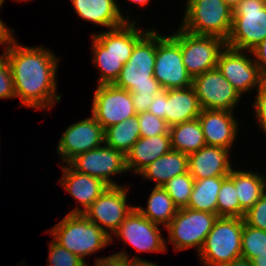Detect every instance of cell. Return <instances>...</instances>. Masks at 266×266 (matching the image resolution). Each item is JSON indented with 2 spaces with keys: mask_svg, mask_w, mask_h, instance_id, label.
Instances as JSON below:
<instances>
[{
  "mask_svg": "<svg viewBox=\"0 0 266 266\" xmlns=\"http://www.w3.org/2000/svg\"><path fill=\"white\" fill-rule=\"evenodd\" d=\"M192 87L202 109L234 112L241 98L217 68L193 77Z\"/></svg>",
  "mask_w": 266,
  "mask_h": 266,
  "instance_id": "obj_15",
  "label": "cell"
},
{
  "mask_svg": "<svg viewBox=\"0 0 266 266\" xmlns=\"http://www.w3.org/2000/svg\"><path fill=\"white\" fill-rule=\"evenodd\" d=\"M229 153L225 148L204 146L188 155V171L194 180L228 176L232 169Z\"/></svg>",
  "mask_w": 266,
  "mask_h": 266,
  "instance_id": "obj_20",
  "label": "cell"
},
{
  "mask_svg": "<svg viewBox=\"0 0 266 266\" xmlns=\"http://www.w3.org/2000/svg\"><path fill=\"white\" fill-rule=\"evenodd\" d=\"M232 111L202 109L198 119L206 146L231 150L238 131V120Z\"/></svg>",
  "mask_w": 266,
  "mask_h": 266,
  "instance_id": "obj_18",
  "label": "cell"
},
{
  "mask_svg": "<svg viewBox=\"0 0 266 266\" xmlns=\"http://www.w3.org/2000/svg\"><path fill=\"white\" fill-rule=\"evenodd\" d=\"M126 251L112 254L108 257L97 258L94 266H130L131 258Z\"/></svg>",
  "mask_w": 266,
  "mask_h": 266,
  "instance_id": "obj_38",
  "label": "cell"
},
{
  "mask_svg": "<svg viewBox=\"0 0 266 266\" xmlns=\"http://www.w3.org/2000/svg\"><path fill=\"white\" fill-rule=\"evenodd\" d=\"M244 223L261 230H266V191L260 199L248 209L243 217Z\"/></svg>",
  "mask_w": 266,
  "mask_h": 266,
  "instance_id": "obj_35",
  "label": "cell"
},
{
  "mask_svg": "<svg viewBox=\"0 0 266 266\" xmlns=\"http://www.w3.org/2000/svg\"><path fill=\"white\" fill-rule=\"evenodd\" d=\"M147 207L135 208L151 222L166 227L175 217L178 208L163 187H154L147 200Z\"/></svg>",
  "mask_w": 266,
  "mask_h": 266,
  "instance_id": "obj_27",
  "label": "cell"
},
{
  "mask_svg": "<svg viewBox=\"0 0 266 266\" xmlns=\"http://www.w3.org/2000/svg\"><path fill=\"white\" fill-rule=\"evenodd\" d=\"M253 266H266V251L251 260Z\"/></svg>",
  "mask_w": 266,
  "mask_h": 266,
  "instance_id": "obj_44",
  "label": "cell"
},
{
  "mask_svg": "<svg viewBox=\"0 0 266 266\" xmlns=\"http://www.w3.org/2000/svg\"><path fill=\"white\" fill-rule=\"evenodd\" d=\"M186 172H188V155L171 149L146 166L139 174L144 180H154L155 187H163L173 177Z\"/></svg>",
  "mask_w": 266,
  "mask_h": 266,
  "instance_id": "obj_24",
  "label": "cell"
},
{
  "mask_svg": "<svg viewBox=\"0 0 266 266\" xmlns=\"http://www.w3.org/2000/svg\"><path fill=\"white\" fill-rule=\"evenodd\" d=\"M140 138V127L137 116L126 119L104 130L105 144L126 155Z\"/></svg>",
  "mask_w": 266,
  "mask_h": 266,
  "instance_id": "obj_29",
  "label": "cell"
},
{
  "mask_svg": "<svg viewBox=\"0 0 266 266\" xmlns=\"http://www.w3.org/2000/svg\"><path fill=\"white\" fill-rule=\"evenodd\" d=\"M128 188L121 184L109 186L83 213L92 223H95L110 236V242H113L112 234L135 208L126 204ZM106 227L112 231V234Z\"/></svg>",
  "mask_w": 266,
  "mask_h": 266,
  "instance_id": "obj_11",
  "label": "cell"
},
{
  "mask_svg": "<svg viewBox=\"0 0 266 266\" xmlns=\"http://www.w3.org/2000/svg\"><path fill=\"white\" fill-rule=\"evenodd\" d=\"M248 52L249 54L246 55ZM249 55H252L251 51L236 50L225 46L219 54L216 65V68L241 97L245 92L259 87L265 79L259 66L254 62L255 59L250 58Z\"/></svg>",
  "mask_w": 266,
  "mask_h": 266,
  "instance_id": "obj_12",
  "label": "cell"
},
{
  "mask_svg": "<svg viewBox=\"0 0 266 266\" xmlns=\"http://www.w3.org/2000/svg\"><path fill=\"white\" fill-rule=\"evenodd\" d=\"M53 53V54H52ZM9 62L16 97L20 105L35 109H51L59 102L56 95V72L60 58L44 47H25L16 40L4 50Z\"/></svg>",
  "mask_w": 266,
  "mask_h": 266,
  "instance_id": "obj_1",
  "label": "cell"
},
{
  "mask_svg": "<svg viewBox=\"0 0 266 266\" xmlns=\"http://www.w3.org/2000/svg\"><path fill=\"white\" fill-rule=\"evenodd\" d=\"M52 230L53 240L85 261V256L96 253L110 244V236L92 223L84 214H66Z\"/></svg>",
  "mask_w": 266,
  "mask_h": 266,
  "instance_id": "obj_4",
  "label": "cell"
},
{
  "mask_svg": "<svg viewBox=\"0 0 266 266\" xmlns=\"http://www.w3.org/2000/svg\"><path fill=\"white\" fill-rule=\"evenodd\" d=\"M234 184L240 203V218H243L245 212L265 193L266 179L258 172L234 170Z\"/></svg>",
  "mask_w": 266,
  "mask_h": 266,
  "instance_id": "obj_25",
  "label": "cell"
},
{
  "mask_svg": "<svg viewBox=\"0 0 266 266\" xmlns=\"http://www.w3.org/2000/svg\"><path fill=\"white\" fill-rule=\"evenodd\" d=\"M3 2H4V0H0V8H1Z\"/></svg>",
  "mask_w": 266,
  "mask_h": 266,
  "instance_id": "obj_47",
  "label": "cell"
},
{
  "mask_svg": "<svg viewBox=\"0 0 266 266\" xmlns=\"http://www.w3.org/2000/svg\"><path fill=\"white\" fill-rule=\"evenodd\" d=\"M201 110L192 86L167 90L165 121L169 127L198 118Z\"/></svg>",
  "mask_w": 266,
  "mask_h": 266,
  "instance_id": "obj_23",
  "label": "cell"
},
{
  "mask_svg": "<svg viewBox=\"0 0 266 266\" xmlns=\"http://www.w3.org/2000/svg\"><path fill=\"white\" fill-rule=\"evenodd\" d=\"M130 266H159V265L143 260L142 258H138L137 256H134L131 259Z\"/></svg>",
  "mask_w": 266,
  "mask_h": 266,
  "instance_id": "obj_43",
  "label": "cell"
},
{
  "mask_svg": "<svg viewBox=\"0 0 266 266\" xmlns=\"http://www.w3.org/2000/svg\"><path fill=\"white\" fill-rule=\"evenodd\" d=\"M217 215L219 217L240 218V203L234 184V169L222 181L221 188L217 196Z\"/></svg>",
  "mask_w": 266,
  "mask_h": 266,
  "instance_id": "obj_30",
  "label": "cell"
},
{
  "mask_svg": "<svg viewBox=\"0 0 266 266\" xmlns=\"http://www.w3.org/2000/svg\"><path fill=\"white\" fill-rule=\"evenodd\" d=\"M243 218L218 217L198 253L204 266H222L241 256Z\"/></svg>",
  "mask_w": 266,
  "mask_h": 266,
  "instance_id": "obj_6",
  "label": "cell"
},
{
  "mask_svg": "<svg viewBox=\"0 0 266 266\" xmlns=\"http://www.w3.org/2000/svg\"><path fill=\"white\" fill-rule=\"evenodd\" d=\"M159 227L134 208L114 234L138 252H164L167 246Z\"/></svg>",
  "mask_w": 266,
  "mask_h": 266,
  "instance_id": "obj_17",
  "label": "cell"
},
{
  "mask_svg": "<svg viewBox=\"0 0 266 266\" xmlns=\"http://www.w3.org/2000/svg\"><path fill=\"white\" fill-rule=\"evenodd\" d=\"M14 30H10L0 19V45H6L5 50L15 41ZM13 34V35H12Z\"/></svg>",
  "mask_w": 266,
  "mask_h": 266,
  "instance_id": "obj_41",
  "label": "cell"
},
{
  "mask_svg": "<svg viewBox=\"0 0 266 266\" xmlns=\"http://www.w3.org/2000/svg\"><path fill=\"white\" fill-rule=\"evenodd\" d=\"M218 217L217 214L206 211L178 209L175 217L165 227L169 232L168 241L174 244L175 250L193 247L199 253Z\"/></svg>",
  "mask_w": 266,
  "mask_h": 266,
  "instance_id": "obj_9",
  "label": "cell"
},
{
  "mask_svg": "<svg viewBox=\"0 0 266 266\" xmlns=\"http://www.w3.org/2000/svg\"><path fill=\"white\" fill-rule=\"evenodd\" d=\"M226 41L215 36L195 35L180 27L182 60L191 77L216 68Z\"/></svg>",
  "mask_w": 266,
  "mask_h": 266,
  "instance_id": "obj_10",
  "label": "cell"
},
{
  "mask_svg": "<svg viewBox=\"0 0 266 266\" xmlns=\"http://www.w3.org/2000/svg\"><path fill=\"white\" fill-rule=\"evenodd\" d=\"M222 266H253L249 259L240 257Z\"/></svg>",
  "mask_w": 266,
  "mask_h": 266,
  "instance_id": "obj_42",
  "label": "cell"
},
{
  "mask_svg": "<svg viewBox=\"0 0 266 266\" xmlns=\"http://www.w3.org/2000/svg\"><path fill=\"white\" fill-rule=\"evenodd\" d=\"M73 8L81 19L107 27L109 30L121 27L130 20L120 12L115 0H71Z\"/></svg>",
  "mask_w": 266,
  "mask_h": 266,
  "instance_id": "obj_21",
  "label": "cell"
},
{
  "mask_svg": "<svg viewBox=\"0 0 266 266\" xmlns=\"http://www.w3.org/2000/svg\"><path fill=\"white\" fill-rule=\"evenodd\" d=\"M167 99V90H162L154 95L152 103L149 106L148 112L165 120V100Z\"/></svg>",
  "mask_w": 266,
  "mask_h": 266,
  "instance_id": "obj_39",
  "label": "cell"
},
{
  "mask_svg": "<svg viewBox=\"0 0 266 266\" xmlns=\"http://www.w3.org/2000/svg\"><path fill=\"white\" fill-rule=\"evenodd\" d=\"M105 144L104 129L91 117L71 124L61 135L57 145L60 159L68 164L74 157Z\"/></svg>",
  "mask_w": 266,
  "mask_h": 266,
  "instance_id": "obj_16",
  "label": "cell"
},
{
  "mask_svg": "<svg viewBox=\"0 0 266 266\" xmlns=\"http://www.w3.org/2000/svg\"><path fill=\"white\" fill-rule=\"evenodd\" d=\"M227 176L194 180L193 191L187 208L217 214V196L222 181Z\"/></svg>",
  "mask_w": 266,
  "mask_h": 266,
  "instance_id": "obj_28",
  "label": "cell"
},
{
  "mask_svg": "<svg viewBox=\"0 0 266 266\" xmlns=\"http://www.w3.org/2000/svg\"><path fill=\"white\" fill-rule=\"evenodd\" d=\"M68 164L77 172L98 178L108 186H119L111 176L128 172L125 154L106 144L77 155Z\"/></svg>",
  "mask_w": 266,
  "mask_h": 266,
  "instance_id": "obj_14",
  "label": "cell"
},
{
  "mask_svg": "<svg viewBox=\"0 0 266 266\" xmlns=\"http://www.w3.org/2000/svg\"><path fill=\"white\" fill-rule=\"evenodd\" d=\"M156 31V59L154 78L163 90L192 86L193 78L187 72L182 60L180 47V27L169 35H159Z\"/></svg>",
  "mask_w": 266,
  "mask_h": 266,
  "instance_id": "obj_8",
  "label": "cell"
},
{
  "mask_svg": "<svg viewBox=\"0 0 266 266\" xmlns=\"http://www.w3.org/2000/svg\"><path fill=\"white\" fill-rule=\"evenodd\" d=\"M92 116L103 129L137 116L131 93L114 84H98L92 103Z\"/></svg>",
  "mask_w": 266,
  "mask_h": 266,
  "instance_id": "obj_13",
  "label": "cell"
},
{
  "mask_svg": "<svg viewBox=\"0 0 266 266\" xmlns=\"http://www.w3.org/2000/svg\"><path fill=\"white\" fill-rule=\"evenodd\" d=\"M171 148L184 154H191L206 146L198 118L185 121L169 128Z\"/></svg>",
  "mask_w": 266,
  "mask_h": 266,
  "instance_id": "obj_26",
  "label": "cell"
},
{
  "mask_svg": "<svg viewBox=\"0 0 266 266\" xmlns=\"http://www.w3.org/2000/svg\"><path fill=\"white\" fill-rule=\"evenodd\" d=\"M62 168V177L59 180L61 186H63L71 196L77 200L80 205L69 214H83L90 205L109 187L102 180L91 177L90 175L83 174L74 170L69 164Z\"/></svg>",
  "mask_w": 266,
  "mask_h": 266,
  "instance_id": "obj_19",
  "label": "cell"
},
{
  "mask_svg": "<svg viewBox=\"0 0 266 266\" xmlns=\"http://www.w3.org/2000/svg\"><path fill=\"white\" fill-rule=\"evenodd\" d=\"M156 59V30L149 31L135 44L132 55L123 66L115 86L131 93L136 114L144 113L149 109L154 95L163 88L154 78Z\"/></svg>",
  "mask_w": 266,
  "mask_h": 266,
  "instance_id": "obj_2",
  "label": "cell"
},
{
  "mask_svg": "<svg viewBox=\"0 0 266 266\" xmlns=\"http://www.w3.org/2000/svg\"><path fill=\"white\" fill-rule=\"evenodd\" d=\"M194 178L189 171L170 179L163 188L178 209L187 208L193 191Z\"/></svg>",
  "mask_w": 266,
  "mask_h": 266,
  "instance_id": "obj_31",
  "label": "cell"
},
{
  "mask_svg": "<svg viewBox=\"0 0 266 266\" xmlns=\"http://www.w3.org/2000/svg\"><path fill=\"white\" fill-rule=\"evenodd\" d=\"M230 8L234 9L242 0H223Z\"/></svg>",
  "mask_w": 266,
  "mask_h": 266,
  "instance_id": "obj_45",
  "label": "cell"
},
{
  "mask_svg": "<svg viewBox=\"0 0 266 266\" xmlns=\"http://www.w3.org/2000/svg\"><path fill=\"white\" fill-rule=\"evenodd\" d=\"M186 3L182 29L227 40L232 28V8L223 0H187Z\"/></svg>",
  "mask_w": 266,
  "mask_h": 266,
  "instance_id": "obj_5",
  "label": "cell"
},
{
  "mask_svg": "<svg viewBox=\"0 0 266 266\" xmlns=\"http://www.w3.org/2000/svg\"><path fill=\"white\" fill-rule=\"evenodd\" d=\"M13 76L6 55L0 56V99L15 98Z\"/></svg>",
  "mask_w": 266,
  "mask_h": 266,
  "instance_id": "obj_36",
  "label": "cell"
},
{
  "mask_svg": "<svg viewBox=\"0 0 266 266\" xmlns=\"http://www.w3.org/2000/svg\"><path fill=\"white\" fill-rule=\"evenodd\" d=\"M264 251H266V230L251 227L243 220L241 256L251 261Z\"/></svg>",
  "mask_w": 266,
  "mask_h": 266,
  "instance_id": "obj_32",
  "label": "cell"
},
{
  "mask_svg": "<svg viewBox=\"0 0 266 266\" xmlns=\"http://www.w3.org/2000/svg\"><path fill=\"white\" fill-rule=\"evenodd\" d=\"M255 63L259 66L260 72L266 78V38L256 45L252 50Z\"/></svg>",
  "mask_w": 266,
  "mask_h": 266,
  "instance_id": "obj_40",
  "label": "cell"
},
{
  "mask_svg": "<svg viewBox=\"0 0 266 266\" xmlns=\"http://www.w3.org/2000/svg\"><path fill=\"white\" fill-rule=\"evenodd\" d=\"M136 21L92 34L93 63L100 70L99 85L113 84L132 55L135 44L149 31L140 30Z\"/></svg>",
  "mask_w": 266,
  "mask_h": 266,
  "instance_id": "obj_3",
  "label": "cell"
},
{
  "mask_svg": "<svg viewBox=\"0 0 266 266\" xmlns=\"http://www.w3.org/2000/svg\"><path fill=\"white\" fill-rule=\"evenodd\" d=\"M171 149L169 133L153 137H140L125 155L127 170H133L139 174L146 166Z\"/></svg>",
  "mask_w": 266,
  "mask_h": 266,
  "instance_id": "obj_22",
  "label": "cell"
},
{
  "mask_svg": "<svg viewBox=\"0 0 266 266\" xmlns=\"http://www.w3.org/2000/svg\"><path fill=\"white\" fill-rule=\"evenodd\" d=\"M49 244L48 266H87L86 261L69 252L53 239Z\"/></svg>",
  "mask_w": 266,
  "mask_h": 266,
  "instance_id": "obj_33",
  "label": "cell"
},
{
  "mask_svg": "<svg viewBox=\"0 0 266 266\" xmlns=\"http://www.w3.org/2000/svg\"><path fill=\"white\" fill-rule=\"evenodd\" d=\"M266 38V0H242L233 9L226 46L251 51Z\"/></svg>",
  "mask_w": 266,
  "mask_h": 266,
  "instance_id": "obj_7",
  "label": "cell"
},
{
  "mask_svg": "<svg viewBox=\"0 0 266 266\" xmlns=\"http://www.w3.org/2000/svg\"><path fill=\"white\" fill-rule=\"evenodd\" d=\"M256 118L258 119L259 126L264 129L266 135V78L262 81L261 85L257 88L255 103L253 104Z\"/></svg>",
  "mask_w": 266,
  "mask_h": 266,
  "instance_id": "obj_37",
  "label": "cell"
},
{
  "mask_svg": "<svg viewBox=\"0 0 266 266\" xmlns=\"http://www.w3.org/2000/svg\"><path fill=\"white\" fill-rule=\"evenodd\" d=\"M140 127V137H153L169 133V126L162 118L146 111L137 115Z\"/></svg>",
  "mask_w": 266,
  "mask_h": 266,
  "instance_id": "obj_34",
  "label": "cell"
},
{
  "mask_svg": "<svg viewBox=\"0 0 266 266\" xmlns=\"http://www.w3.org/2000/svg\"><path fill=\"white\" fill-rule=\"evenodd\" d=\"M131 2H133L134 4H137L139 6H146V4H148L150 2V0H129Z\"/></svg>",
  "mask_w": 266,
  "mask_h": 266,
  "instance_id": "obj_46",
  "label": "cell"
}]
</instances>
